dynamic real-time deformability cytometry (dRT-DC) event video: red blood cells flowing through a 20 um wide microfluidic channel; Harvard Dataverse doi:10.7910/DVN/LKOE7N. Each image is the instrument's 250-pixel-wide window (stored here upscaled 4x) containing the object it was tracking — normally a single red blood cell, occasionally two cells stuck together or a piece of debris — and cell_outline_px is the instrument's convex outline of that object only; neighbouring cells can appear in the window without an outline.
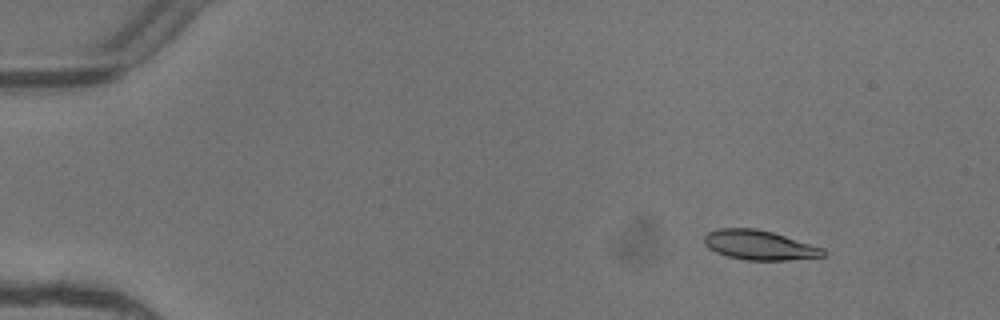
{"species": "common noctule bat (a hibernating species)", "species_latin": "Nyctalus noctula", "temperature_condition": "warm", "stored_images_in_passage": 4, "camera_frame_rate_fps": 3000, "um_per_image_px": 0.085, "animal": {"sex": "female"}, "frame": {"image": 1, "passage_image": 1, "time_ms": 0.0, "image_size_px": [1000, 320], "cell_outline_px": [[828, 252], [824, 256], [788, 260], [744, 260], [728, 256], [716, 252], [708, 248], [704, 244], [704, 236], [708, 232], [720, 228], [756, 228], [772, 232], [824, 248]], "centroid_in_image_um": [64.54, 20.83], "position_along_channel_um": 20.5, "area_um2": 20.52}}
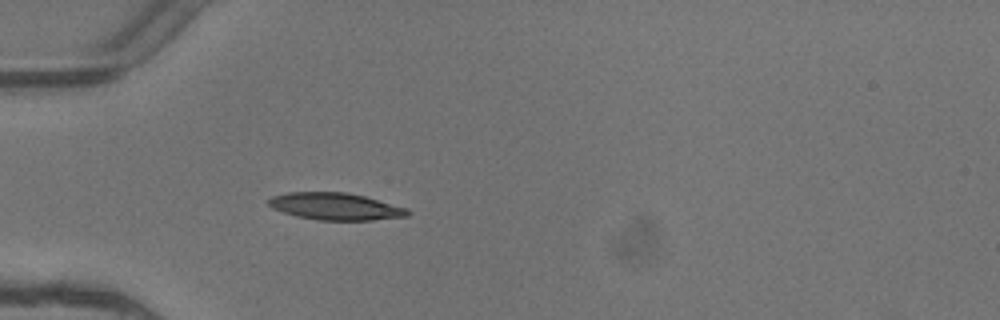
{"frame": {"image": 2, "passage_image": 4, "time_ms": 1.0, "image_size_px": [1000, 320], "cell_outline_px": [[412, 212], [408, 216], [372, 220], [320, 220], [296, 216], [272, 208], [268, 204], [268, 200], [272, 196], [288, 192], [344, 192], [364, 196], [408, 208]], "centroid_in_image_um": [28.53, 17.54], "position_along_channel_um": 56.5, "area_um2": 21.91}}